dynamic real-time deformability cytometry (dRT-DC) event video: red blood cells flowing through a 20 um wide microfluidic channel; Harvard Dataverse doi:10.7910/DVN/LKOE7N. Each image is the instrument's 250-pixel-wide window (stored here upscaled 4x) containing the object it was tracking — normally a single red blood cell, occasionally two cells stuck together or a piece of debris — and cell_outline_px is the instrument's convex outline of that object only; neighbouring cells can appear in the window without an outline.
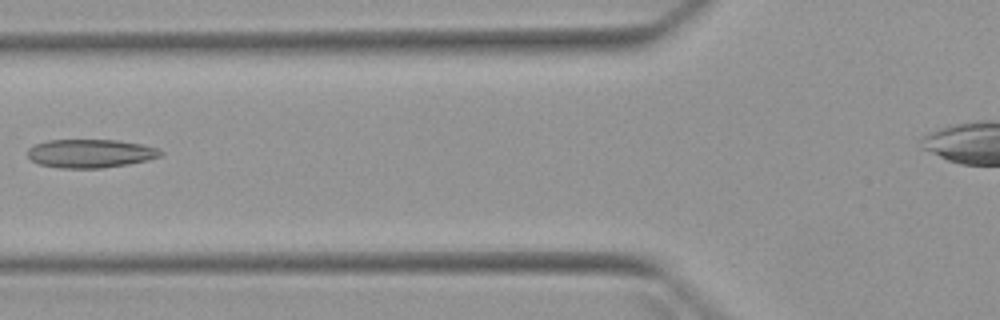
{"species": "Egyptian fruit bat (a non-hibernating species)", "species_latin": "Rousettus aegyptiacus", "temperature_condition": "warm", "stored_images_in_passage": 7, "camera_frame_rate_fps": 3000, "um_per_image_px": 0.085, "animal": {"sex": "female"}, "frame": {"image": 1, "passage_image": 6, "time_ms": 6.0, "image_size_px": [1000, 320], "cell_outline_px": [[164, 152], [160, 156], [148, 160], [128, 164], [104, 168], [60, 168], [36, 164], [28, 160], [28, 148], [36, 144], [48, 140], [116, 140], [140, 144], [160, 148]], "centroid_in_image_um": [7.66, 13.05], "position_along_channel_um": 118.1, "area_um2": 22.31}}
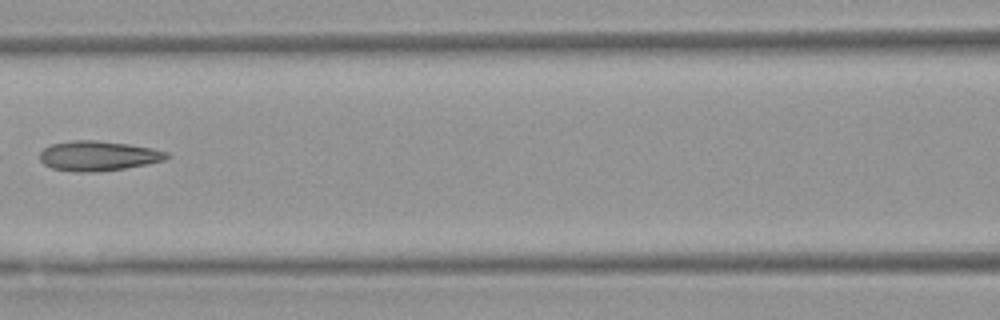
{"frame": {"image": 2, "passage_image": 7, "time_ms": 7.0, "image_size_px": [1000, 320], "cell_outline_px": [[172, 156], [164, 160], [148, 164], [124, 168], [96, 172], [76, 172], [52, 168], [44, 164], [40, 160], [40, 152], [44, 148], [52, 144], [72, 140], [96, 140], [128, 144], [152, 148], [168, 152]], "centroid_in_image_um": [8.36, 13.25], "position_along_channel_um": 158.2, "area_um2": 22.14}}